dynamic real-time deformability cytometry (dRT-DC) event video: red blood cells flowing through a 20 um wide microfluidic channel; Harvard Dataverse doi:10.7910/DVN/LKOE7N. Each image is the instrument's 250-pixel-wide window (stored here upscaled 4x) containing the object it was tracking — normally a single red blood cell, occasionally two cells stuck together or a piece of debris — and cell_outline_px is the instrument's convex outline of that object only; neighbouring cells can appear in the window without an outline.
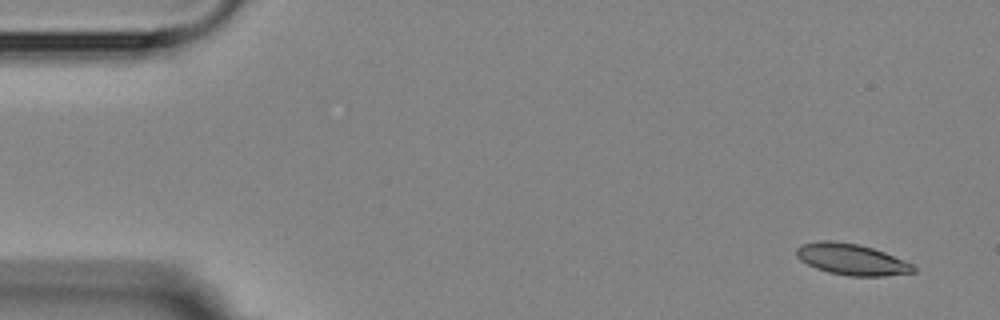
{"species": "Egyptian fruit bat (a non-hibernating species)", "species_latin": "Rousettus aegyptiacus", "temperature_condition": "room temperature", "stored_images_in_passage": 7, "camera_frame_rate_fps": 3000, "um_per_image_px": 0.085, "animal": {"sex": "female"}, "frame": {"image": 1, "passage_image": 1, "time_ms": 0.0, "image_size_px": [1000, 320], "cell_outline_px": [[916, 272], [884, 276], [852, 276], [828, 272], [816, 268], [800, 260], [796, 256], [796, 248], [800, 244], [820, 240], [832, 240], [856, 244], [872, 248], [884, 252], [912, 264], [916, 268]], "centroid_in_image_um": [72.36, 22.04], "position_along_channel_um": 12.6, "area_um2": 21.21}}
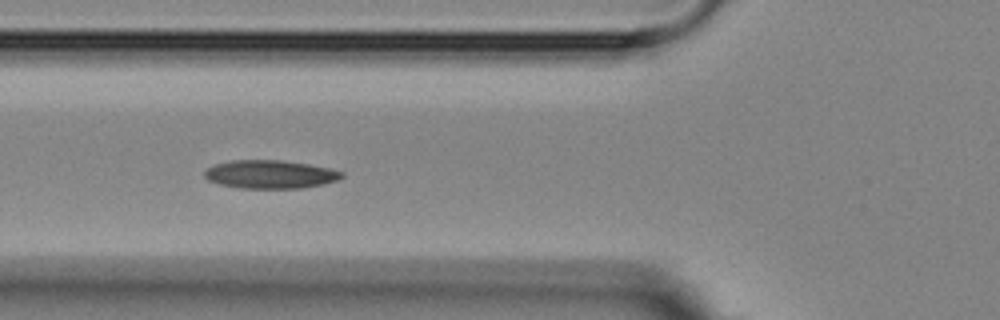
{"frame": {"image": 2, "passage_image": 6, "time_ms": 5.667, "image_size_px": [1000, 320], "cell_outline_px": [[344, 176], [336, 180], [324, 184], [300, 188], [240, 188], [220, 184], [208, 180], [204, 176], [204, 172], [208, 168], [216, 164], [232, 160], [280, 160], [308, 164], [328, 168], [344, 172]], "centroid_in_image_um": [22.97, 14.82], "position_along_channel_um": 102.8, "area_um2": 22.48}}
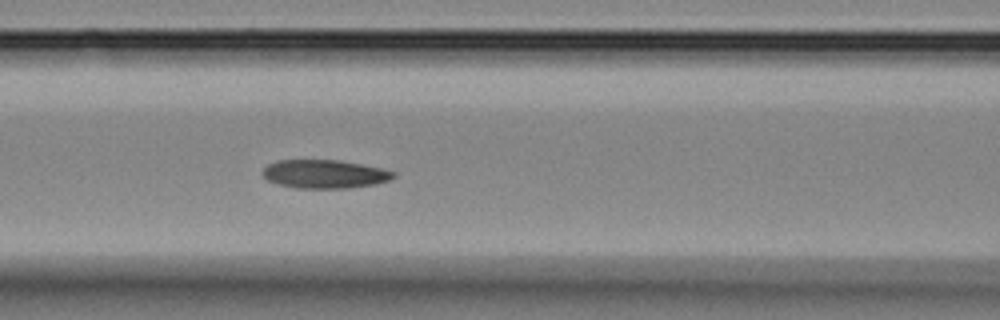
{"frame": {"image": 3, "passage_image": 7, "time_ms": 6.667, "image_size_px": [1000, 320], "cell_outline_px": [[396, 176], [388, 180], [376, 184], [348, 188], [296, 188], [280, 184], [268, 180], [260, 172], [268, 164], [276, 160], [340, 160], [380, 168], [396, 172]], "centroid_in_image_um": [27.58, 14.79], "position_along_channel_um": 139.0, "area_um2": 21.68}}